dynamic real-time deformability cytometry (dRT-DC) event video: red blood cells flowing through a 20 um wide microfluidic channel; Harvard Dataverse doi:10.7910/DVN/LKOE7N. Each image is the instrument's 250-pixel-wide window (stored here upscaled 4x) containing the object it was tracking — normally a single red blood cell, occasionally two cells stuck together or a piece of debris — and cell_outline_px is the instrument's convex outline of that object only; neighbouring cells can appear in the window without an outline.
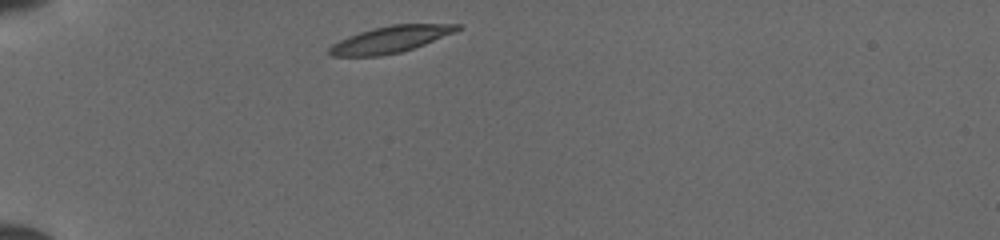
{"species": "common noctule bat (a hibernating species)", "species_latin": "Nyctalus noctula", "temperature_condition": "cold", "stored_images_in_passage": 32, "camera_frame_rate_fps": 3000, "um_per_image_px": 0.085, "animal": {"sex": "female", "body_mass_g": 19.5, "forearm_length_mm": 54.1}, "frame": {"image": 1, "passage_image": 1, "time_ms": 0.0, "image_size_px": [1000, 240], "cell_outline_px": [[464, 28], [456, 32], [424, 44], [400, 52], [380, 56], [328, 56], [328, 48], [332, 44], [348, 36], [372, 28], [392, 24], [464, 24]], "centroid_in_image_um": [33.21, 3.34], "position_along_channel_um": 51.8, "area_um2": 19.94}}
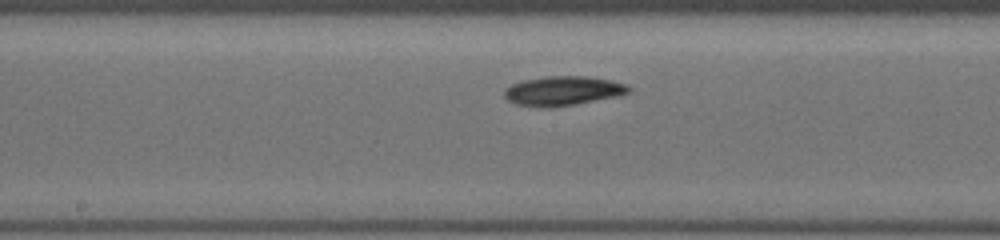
{"frame": {"image": 2, "passage_image": 14, "time_ms": 4.333, "image_size_px": [1000, 240], "cell_outline_px": [[628, 92], [620, 96], [576, 104], [548, 108], [540, 108], [516, 104], [508, 100], [504, 96], [504, 88], [512, 84], [524, 80], [548, 76], [588, 76], [612, 80], [628, 84]], "centroid_in_image_um": [47.84, 7.73], "position_along_channel_um": 200.4, "area_um2": 21.44}}
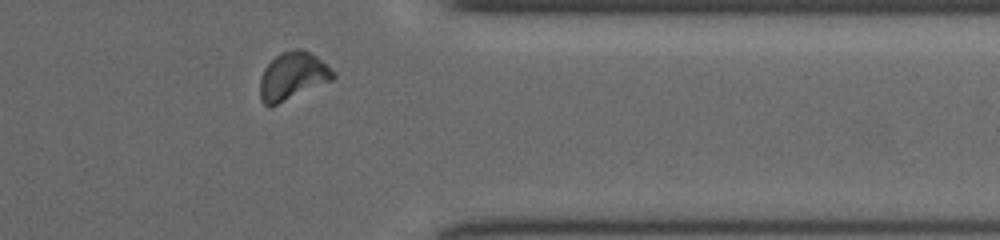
{"frame": {"image": 3, "passage_image": 28, "time_ms": 9.0, "image_size_px": [1000, 240], "cell_outline_px": [[336, 76], [332, 80], [268, 108], [260, 100], [260, 80], [264, 68], [280, 52], [292, 48], [300, 48], [316, 56], [336, 72]], "centroid_in_image_um": [24.86, 6.46], "position_along_channel_um": 386.5, "area_um2": 20.29}}